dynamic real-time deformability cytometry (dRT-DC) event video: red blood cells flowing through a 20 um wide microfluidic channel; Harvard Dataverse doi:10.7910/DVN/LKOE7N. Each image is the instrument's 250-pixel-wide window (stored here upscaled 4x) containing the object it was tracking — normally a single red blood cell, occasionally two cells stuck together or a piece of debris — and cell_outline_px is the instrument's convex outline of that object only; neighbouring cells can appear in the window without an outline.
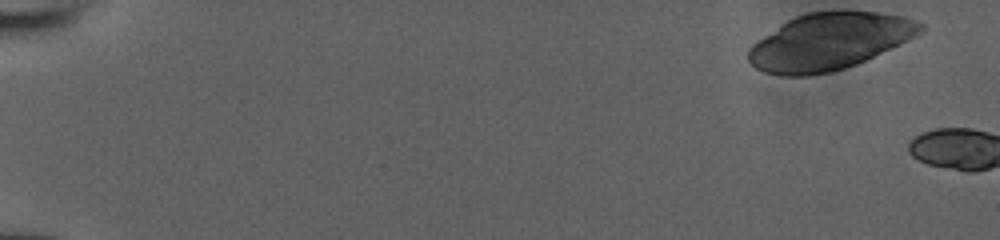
{"species": "human", "species_latin": "Homo sapiens", "temperature_condition": "room temperature", "stored_images_in_passage": 4, "camera_frame_rate_fps": 3000, "um_per_image_px": 0.085, "donor": {"sex": "male"}, "frame": {"image": 1, "passage_image": 1, "time_ms": 0.0, "image_size_px": [1000, 240], "cell_outline_px": [[924, 28], [920, 32], [856, 64], [832, 72], [808, 76], [780, 76], [764, 72], [756, 68], [748, 60], [748, 48], [752, 44], [788, 20], [796, 16], [808, 12], [876, 12], [904, 16], [916, 20], [924, 24]], "centroid_in_image_um": [70.42, 3.55], "position_along_channel_um": 14.6, "area_um2": 55.89}}